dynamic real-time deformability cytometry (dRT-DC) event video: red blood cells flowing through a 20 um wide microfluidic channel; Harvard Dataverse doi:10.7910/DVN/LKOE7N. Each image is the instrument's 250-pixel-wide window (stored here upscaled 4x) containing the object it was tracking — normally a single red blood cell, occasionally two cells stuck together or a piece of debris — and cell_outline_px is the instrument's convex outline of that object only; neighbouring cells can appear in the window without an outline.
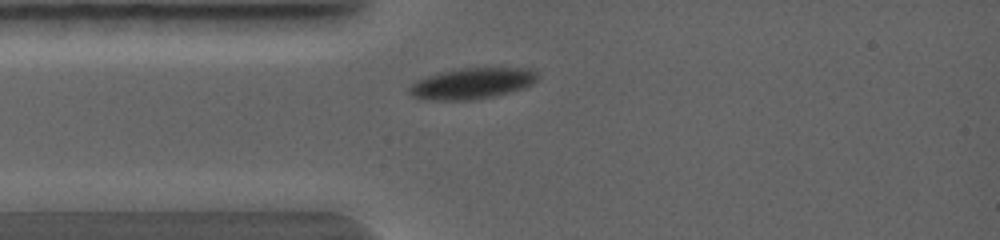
{"species": "common noctule bat (a hibernating species)", "species_latin": "Nyctalus noctula", "temperature_condition": "warm", "stored_images_in_passage": 1, "camera_frame_rate_fps": 5000, "um_per_image_px": 0.085, "animal": {"sex": "female", "body_mass_g": 19.0, "forearm_length_mm": 56.7}, "frame": {"image": 1, "passage_image": 1, "time_ms": 0.0, "image_size_px": [1000, 240], "cell_outline_px": [[540, 76], [532, 84], [524, 88], [512, 92], [496, 96], [472, 100], [424, 100], [412, 96], [408, 92], [408, 88], [412, 84], [428, 76], [440, 72], [460, 68], [532, 68]], "centroid_in_image_um": [40.16, 7.1], "position_along_channel_um": 44.8, "area_um2": 23.35}}